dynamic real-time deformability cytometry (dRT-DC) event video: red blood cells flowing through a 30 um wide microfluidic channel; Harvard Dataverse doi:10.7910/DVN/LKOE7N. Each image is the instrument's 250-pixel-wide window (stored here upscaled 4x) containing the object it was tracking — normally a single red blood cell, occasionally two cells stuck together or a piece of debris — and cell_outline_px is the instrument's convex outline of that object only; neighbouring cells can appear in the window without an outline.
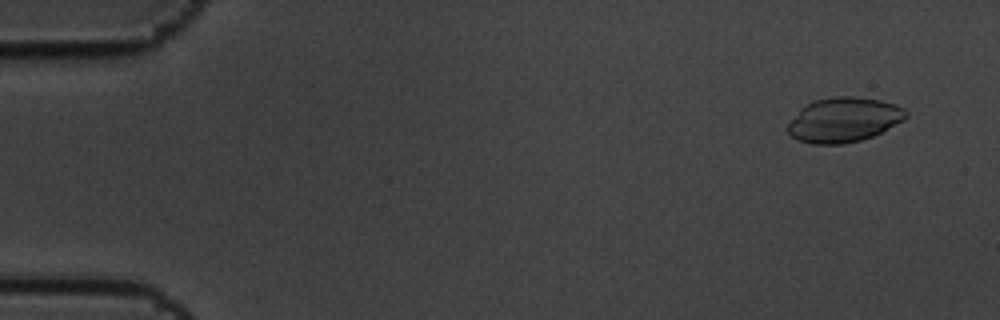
{"species": "common noctule bat (a hibernating species)", "species_latin": "Nyctalus noctula", "temperature_condition": "cold", "stored_images_in_passage": 5, "camera_frame_rate_fps": 3000, "um_per_image_px": 0.085, "animal": {"sex": "male", "body_mass_g": 19.5, "forearm_length_mm": 54.6}, "frame": {"image": 1, "passage_image": 2, "time_ms": 0.333, "image_size_px": [1000, 320], "cell_outline_px": [[908, 116], [904, 120], [872, 136], [860, 140], [844, 144], [812, 144], [800, 140], [792, 136], [788, 132], [788, 124], [800, 108], [816, 100], [832, 96], [856, 96], [880, 100], [896, 104], [904, 108], [908, 112]], "centroid_in_image_um": [71.74, 10.17], "position_along_channel_um": 13.3, "area_um2": 30.69}}